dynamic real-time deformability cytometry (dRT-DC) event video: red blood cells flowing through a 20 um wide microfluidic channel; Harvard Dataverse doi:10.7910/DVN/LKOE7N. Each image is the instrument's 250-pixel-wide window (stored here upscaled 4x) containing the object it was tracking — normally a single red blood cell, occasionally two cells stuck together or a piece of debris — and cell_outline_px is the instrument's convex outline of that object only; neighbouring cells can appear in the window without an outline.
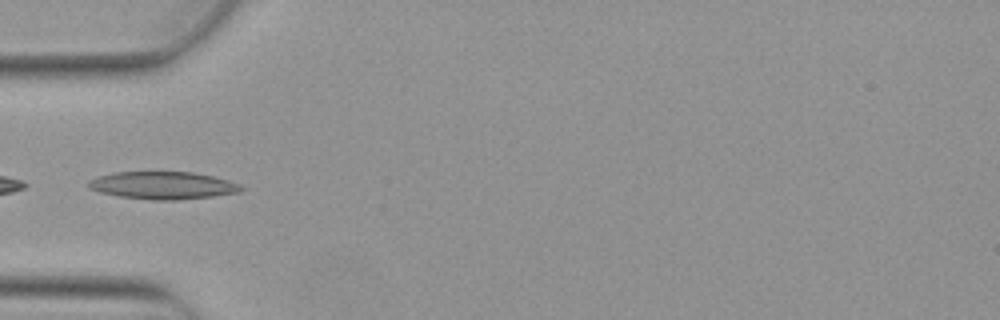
{"species": "Egyptian fruit bat (a non-hibernating species)", "species_latin": "Rousettus aegyptiacus", "temperature_condition": "warm", "stored_images_in_passage": 4, "camera_frame_rate_fps": 3000, "um_per_image_px": 0.085, "animal": {"sex": "female"}, "frame": {"image": 1, "passage_image": 4, "time_ms": 1.0, "image_size_px": [1000, 320], "cell_outline_px": [[244, 188], [240, 192], [212, 196], [176, 200], [152, 200], [120, 196], [100, 192], [88, 188], [88, 180], [100, 176], [116, 172], [192, 172], [212, 176], [228, 180], [240, 184]], "centroid_in_image_um": [13.85, 15.76], "position_along_channel_um": 71.1, "area_um2": 24.33}}